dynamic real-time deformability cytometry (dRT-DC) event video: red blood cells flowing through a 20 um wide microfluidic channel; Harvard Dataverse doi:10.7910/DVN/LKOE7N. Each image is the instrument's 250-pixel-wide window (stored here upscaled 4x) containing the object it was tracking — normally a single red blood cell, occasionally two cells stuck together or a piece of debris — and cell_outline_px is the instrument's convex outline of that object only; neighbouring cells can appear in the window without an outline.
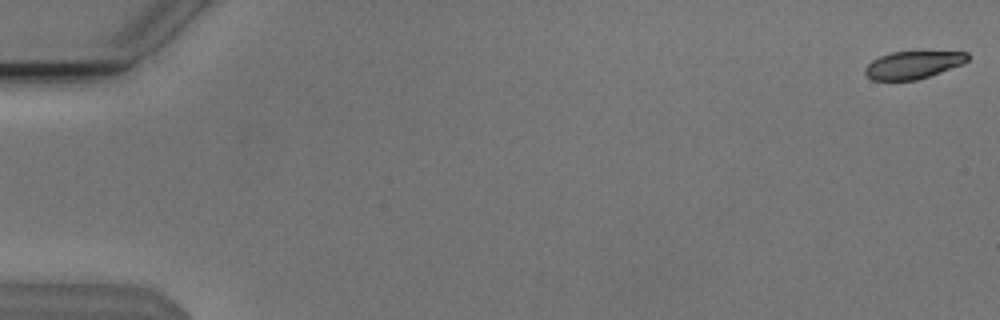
{"species": "Egyptian fruit bat (a non-hibernating species)", "species_latin": "Rousettus aegyptiacus", "temperature_condition": "cold", "stored_images_in_passage": 55, "camera_frame_rate_fps": 3000, "um_per_image_px": 0.085, "animal": {"sex": "male"}, "frame": {"image": 1, "passage_image": 1, "time_ms": 0.0, "image_size_px": [1000, 320], "cell_outline_px": [[968, 60], [964, 64], [916, 80], [872, 80], [864, 72], [864, 68], [872, 60], [880, 56], [892, 52], [968, 52]], "centroid_in_image_um": [77.6, 5.52], "position_along_channel_um": 7.4, "area_um2": 16.3}}
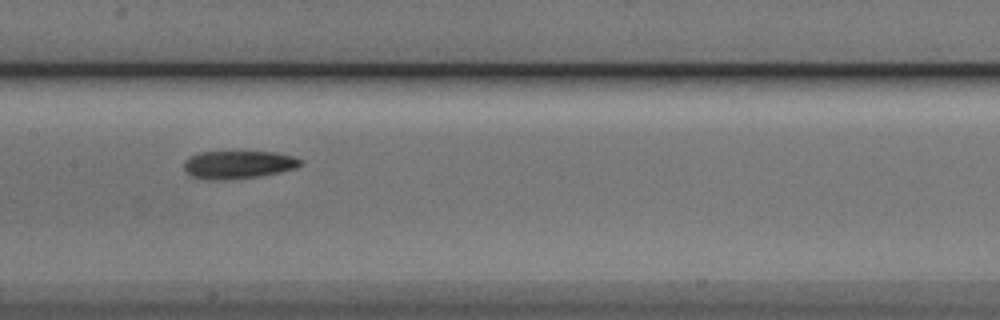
{"frame": {"image": 2, "passage_image": 28, "time_ms": 9.0, "image_size_px": [1000, 320], "cell_outline_px": [[304, 164], [296, 168], [280, 172], [260, 176], [216, 180], [192, 176], [184, 168], [184, 160], [200, 152], [276, 152], [296, 156], [304, 160]], "centroid_in_image_um": [20.35, 13.98], "position_along_channel_um": 187.1, "area_um2": 18.9}}
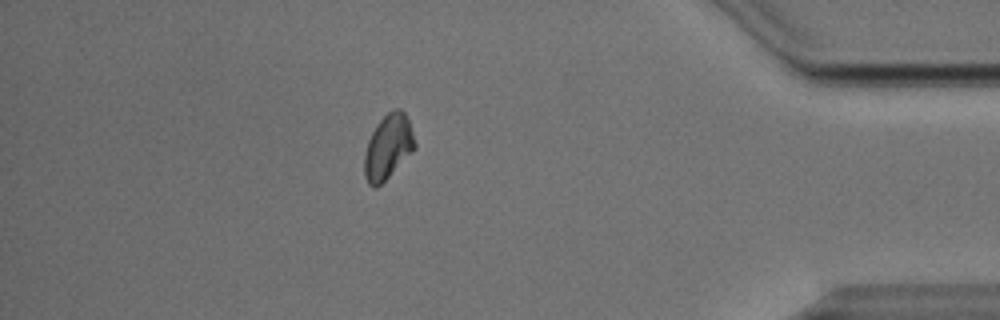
{"frame": {"image": 3, "passage_image": 48, "time_ms": 15.667, "image_size_px": [1000, 320], "cell_outline_px": [[416, 148], [376, 188], [368, 184], [364, 176], [364, 156], [368, 140], [372, 132], [380, 120], [392, 108], [400, 108], [404, 112], [408, 120], [416, 144]], "centroid_in_image_um": [32.97, 12.47], "position_along_channel_um": 402.2, "area_um2": 18.73}, "authors_computed_cell_mechanics": {"area_um2": 18.6116, "velocity_mm_per_s": 3.8141, "shape_relaxation_time_tau1_ms": 3.9649, "shape_relaxation_time_tau2_ms": 2.6338, "deformation_change_tau1": 0.1284, "deformation_change_tau2": 0.0906}}